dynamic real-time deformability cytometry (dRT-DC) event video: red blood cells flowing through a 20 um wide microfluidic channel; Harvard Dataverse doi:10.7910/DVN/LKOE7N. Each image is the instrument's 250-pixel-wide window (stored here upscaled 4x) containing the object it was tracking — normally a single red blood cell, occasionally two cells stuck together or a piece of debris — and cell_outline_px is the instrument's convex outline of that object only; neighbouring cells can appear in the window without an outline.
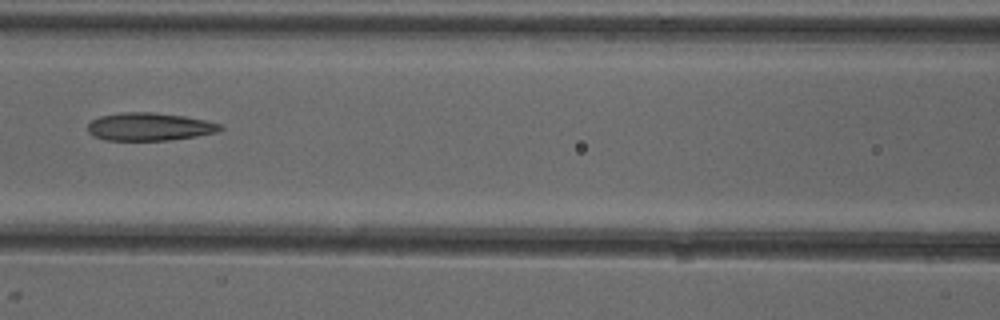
{"species": "common noctule bat (a hibernating species)", "species_latin": "Nyctalus noctula", "temperature_condition": "cold", "stored_images_in_passage": 6, "camera_frame_rate_fps": 3000, "um_per_image_px": 0.085, "animal": {"sex": "female"}, "frame": {"image": 1, "passage_image": 6, "time_ms": 6.667, "image_size_px": [1000, 320], "cell_outline_px": [[224, 128], [220, 132], [196, 136], [168, 140], [104, 140], [92, 136], [88, 132], [88, 124], [92, 120], [100, 116], [124, 112], [152, 112], [184, 116], [204, 120], [220, 124]], "centroid_in_image_um": [12.7, 10.77], "position_along_channel_um": 153.9, "area_um2": 21.56}}